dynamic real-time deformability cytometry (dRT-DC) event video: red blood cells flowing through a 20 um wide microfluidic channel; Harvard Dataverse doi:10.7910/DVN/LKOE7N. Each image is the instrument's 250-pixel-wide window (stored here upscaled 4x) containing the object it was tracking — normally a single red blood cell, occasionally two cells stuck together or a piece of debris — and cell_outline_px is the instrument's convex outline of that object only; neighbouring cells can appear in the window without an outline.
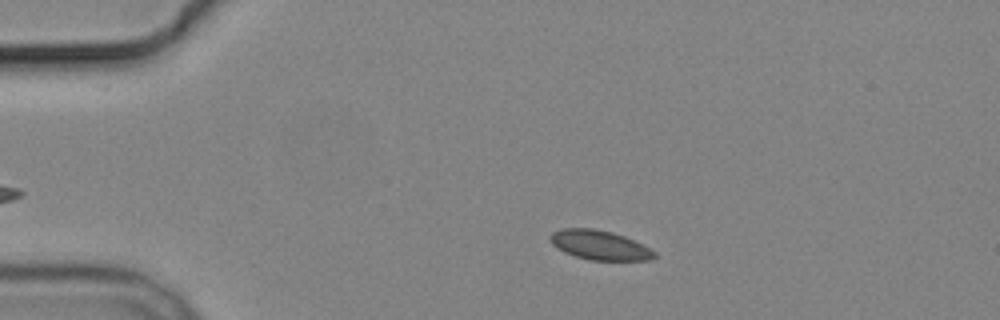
{"species": "common noctule bat (a hibernating species)", "species_latin": "Nyctalus noctula", "temperature_condition": "cold", "stored_images_in_passage": 8, "camera_frame_rate_fps": 3000, "um_per_image_px": 0.085, "animal": {"sex": "male", "body_mass_g": 19.2, "forearm_length_mm": 51.8}, "frame": {"image": 1, "passage_image": 3, "time_ms": 2.333, "image_size_px": [1000, 320], "cell_outline_px": [[656, 256], [652, 260], [588, 260], [564, 252], [552, 244], [548, 240], [548, 236], [552, 232], [564, 228], [592, 228], [612, 232], [624, 236], [656, 252]], "centroid_in_image_um": [50.92, 20.83], "position_along_channel_um": 34.1, "area_um2": 17.8}}
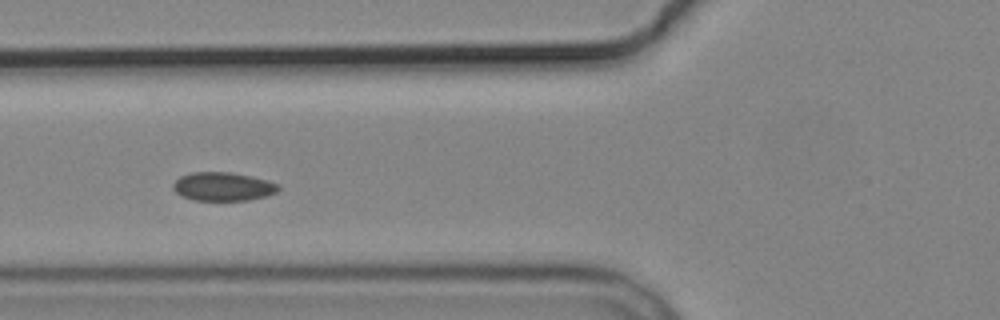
{"frame": {"image": 2, "passage_image": 6, "time_ms": 5.667, "image_size_px": [1000, 320], "cell_outline_px": [[280, 188], [276, 192], [268, 196], [248, 200], [192, 200], [180, 196], [172, 188], [172, 184], [180, 176], [192, 172], [232, 172], [252, 176], [280, 184]], "centroid_in_image_um": [18.95, 15.85], "position_along_channel_um": 106.8, "area_um2": 17.74}}
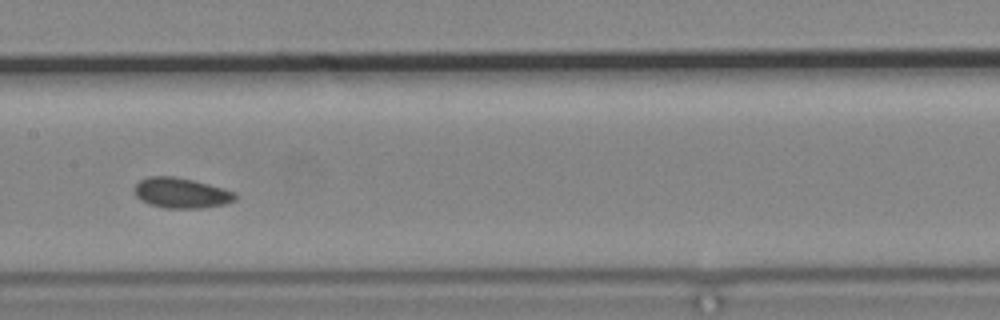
{"frame": {"image": 3, "passage_image": 8, "time_ms": 8.0, "image_size_px": [1000, 320], "cell_outline_px": [[236, 200], [224, 204], [204, 208], [164, 208], [148, 204], [140, 200], [136, 196], [132, 188], [140, 180], [148, 176], [176, 176], [224, 188], [236, 192]], "centroid_in_image_um": [15.38, 16.4], "position_along_channel_um": 192.0, "area_um2": 18.03}}